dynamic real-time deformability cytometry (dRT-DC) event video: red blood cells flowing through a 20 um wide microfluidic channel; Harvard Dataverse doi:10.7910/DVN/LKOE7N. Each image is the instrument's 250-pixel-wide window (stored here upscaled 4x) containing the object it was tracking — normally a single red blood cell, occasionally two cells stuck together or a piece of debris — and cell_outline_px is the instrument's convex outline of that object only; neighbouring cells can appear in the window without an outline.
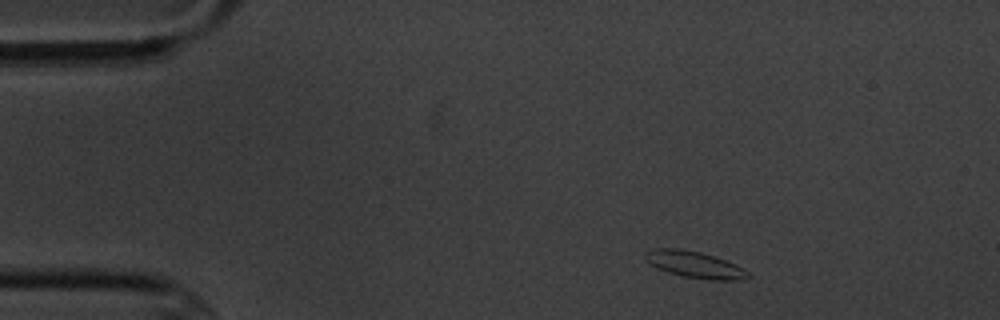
{"species": "common noctule bat (a hibernating species)", "species_latin": "Nyctalus noctula", "temperature_condition": "cold", "stored_images_in_passage": 3, "camera_frame_rate_fps": 3000, "um_per_image_px": 0.085, "animal": {"sex": "male", "body_mass_g": 20.1, "forearm_length_mm": 53.5}, "frame": {"image": 1, "passage_image": 1, "time_ms": 0.0, "image_size_px": [1000, 320], "cell_outline_px": [[752, 276], [740, 280], [708, 280], [684, 276], [668, 272], [656, 268], [644, 256], [644, 252], [652, 248], [680, 248], [700, 252], [716, 256], [736, 264], [744, 268]], "centroid_in_image_um": [59.08, 22.48], "position_along_channel_um": 25.9, "area_um2": 16.07}}